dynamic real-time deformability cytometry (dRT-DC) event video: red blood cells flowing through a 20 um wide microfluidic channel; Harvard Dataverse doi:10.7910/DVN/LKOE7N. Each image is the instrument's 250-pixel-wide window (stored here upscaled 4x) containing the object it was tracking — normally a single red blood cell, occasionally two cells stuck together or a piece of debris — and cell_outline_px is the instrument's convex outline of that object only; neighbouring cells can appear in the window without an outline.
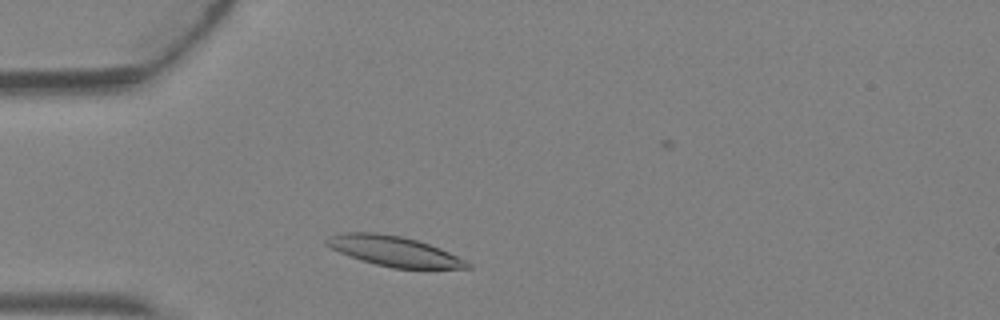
{"species": "Egyptian fruit bat (a non-hibernating species)", "species_latin": "Rousettus aegyptiacus", "temperature_condition": "warm", "stored_images_in_passage": 2, "camera_frame_rate_fps": 3000, "um_per_image_px": 0.085, "animal": {"sex": "female"}, "frame": {"image": 1, "passage_image": 2, "time_ms": 0.333, "image_size_px": [1000, 320], "cell_outline_px": [[472, 268], [392, 268], [360, 260], [340, 252], [324, 244], [324, 240], [328, 236], [340, 232], [376, 232], [404, 236], [440, 248], [472, 264]], "centroid_in_image_um": [33.44, 21.33], "position_along_channel_um": 51.6, "area_um2": 24.62}}